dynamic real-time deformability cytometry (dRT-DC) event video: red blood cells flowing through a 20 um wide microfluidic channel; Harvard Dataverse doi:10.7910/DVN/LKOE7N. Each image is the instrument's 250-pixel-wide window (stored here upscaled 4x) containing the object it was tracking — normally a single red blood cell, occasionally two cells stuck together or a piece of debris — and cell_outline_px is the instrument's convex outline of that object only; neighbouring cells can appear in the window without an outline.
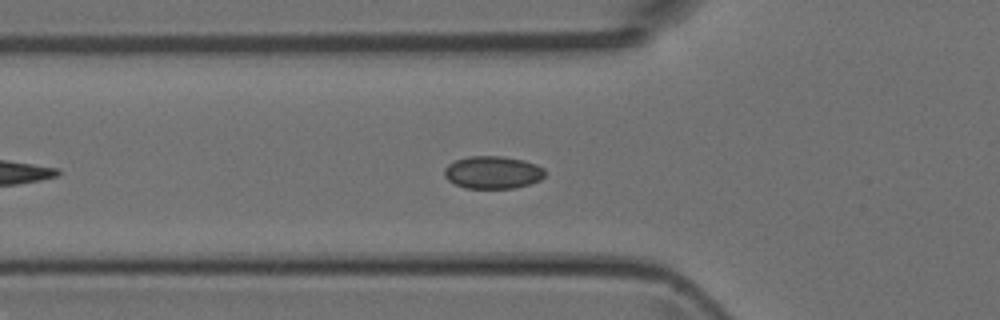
{"species": "Egyptian fruit bat (a non-hibernating species)", "species_latin": "Rousettus aegyptiacus", "temperature_condition": "room temperature", "stored_images_in_passage": 24, "camera_frame_rate_fps": 3000, "um_per_image_px": 0.085, "animal": {"sex": "female"}, "frame": {"image": 1, "passage_image": 9, "time_ms": 2.667, "image_size_px": [1000, 320], "cell_outline_px": [[544, 176], [540, 180], [528, 184], [512, 188], [464, 188], [448, 180], [444, 176], [444, 168], [448, 164], [456, 160], [468, 156], [500, 156], [524, 160], [536, 164], [544, 168]], "centroid_in_image_um": [41.87, 14.65], "position_along_channel_um": 83.9, "area_um2": 19.07}}
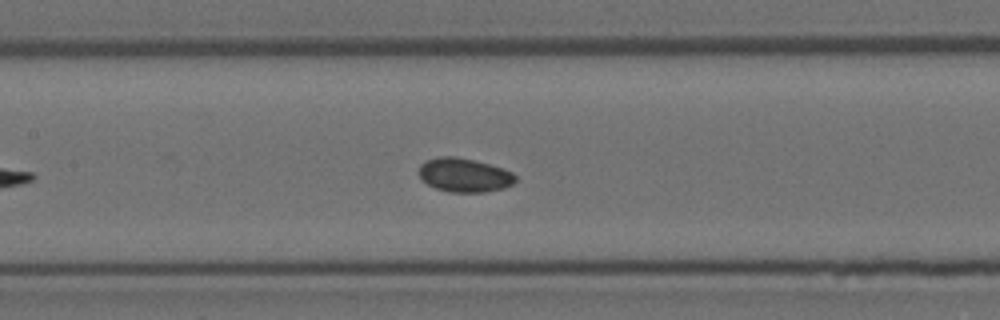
{"frame": {"image": 2, "passage_image": 15, "time_ms": 4.667, "image_size_px": [1000, 320], "cell_outline_px": [[516, 180], [512, 184], [504, 188], [484, 192], [448, 192], [436, 188], [428, 184], [420, 176], [420, 164], [424, 160], [440, 156], [456, 156], [476, 160], [512, 172], [516, 176]], "centroid_in_image_um": [39.46, 14.87], "position_along_channel_um": 167.9, "area_um2": 19.02}}
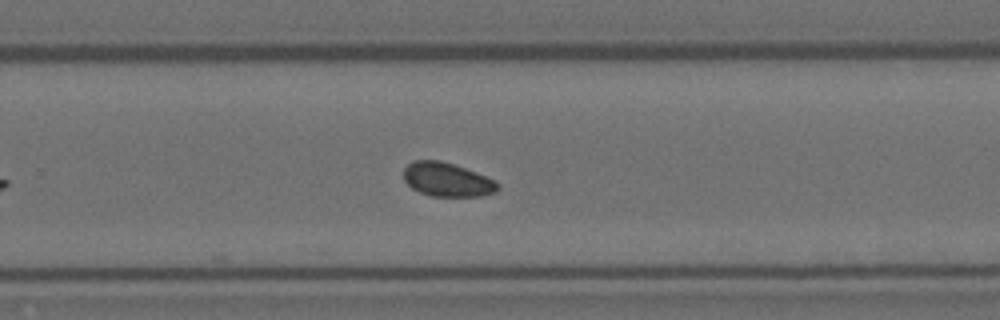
{"frame": {"image": 3, "passage_image": 24, "time_ms": 7.667, "image_size_px": [1000, 320], "cell_outline_px": [[500, 188], [496, 192], [480, 196], [432, 196], [420, 192], [412, 188], [404, 180], [404, 168], [412, 160], [440, 160], [476, 172], [496, 180], [500, 184]], "centroid_in_image_um": [38.02, 15.27], "position_along_channel_um": 291.8, "area_um2": 18.61}}